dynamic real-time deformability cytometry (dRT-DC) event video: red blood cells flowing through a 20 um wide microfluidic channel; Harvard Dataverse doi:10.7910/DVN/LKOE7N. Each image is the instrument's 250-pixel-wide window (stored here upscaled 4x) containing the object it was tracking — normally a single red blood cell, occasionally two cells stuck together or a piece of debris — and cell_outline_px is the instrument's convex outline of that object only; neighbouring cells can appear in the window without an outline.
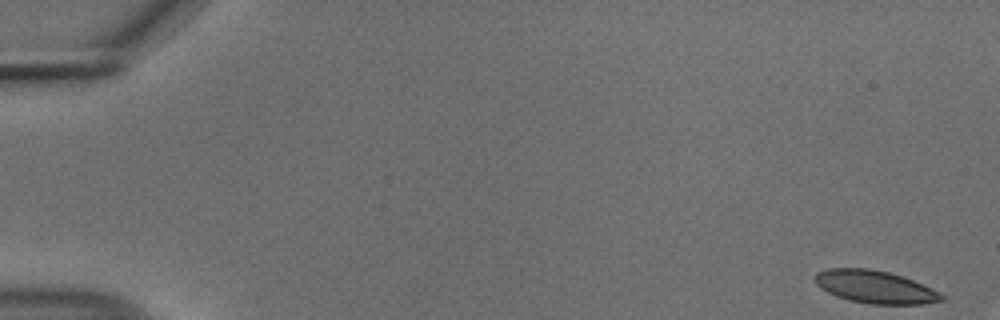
{"species": "common noctule bat (a hibernating species)", "species_latin": "Nyctalus noctula", "temperature_condition": "cold", "stored_images_in_passage": 20, "camera_frame_rate_fps": 3000, "um_per_image_px": 0.085, "animal": {"sex": "male", "body_mass_g": 18.8}, "frame": {"image": 1, "passage_image": 1, "time_ms": 0.0, "image_size_px": [1000, 320], "cell_outline_px": [[944, 300], [924, 304], [872, 304], [852, 300], [836, 296], [820, 288], [816, 284], [812, 276], [816, 272], [828, 268], [868, 268], [888, 272], [912, 280], [944, 296]], "centroid_in_image_um": [74.29, 24.38], "position_along_channel_um": 10.7, "area_um2": 23.81}}
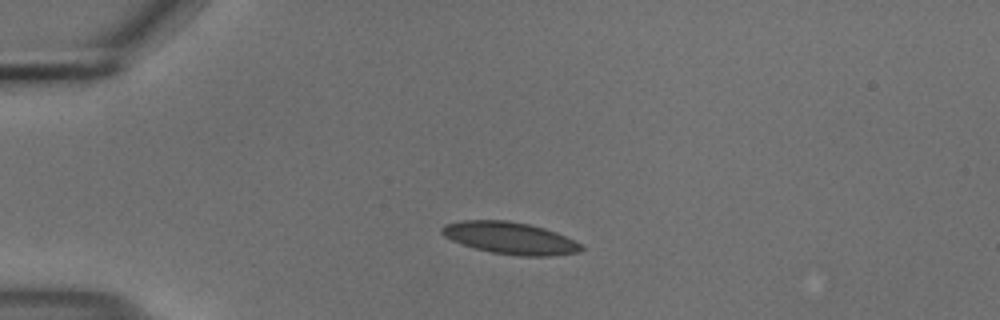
{"frame": {"image": 2, "passage_image": 13, "time_ms": 4.0, "image_size_px": [1000, 320], "cell_outline_px": [[584, 248], [580, 252], [552, 256], [520, 256], [492, 252], [476, 248], [452, 240], [444, 236], [440, 232], [440, 228], [444, 224], [460, 220], [508, 220], [528, 224], [544, 228], [556, 232], [580, 244]], "centroid_in_image_um": [43.34, 20.23], "position_along_channel_um": 41.7, "area_um2": 25.89}}
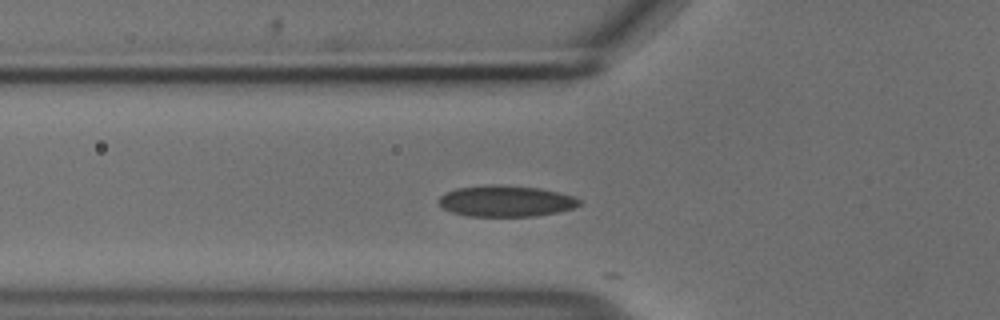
{"frame": {"image": 3, "passage_image": 19, "time_ms": 6.0, "image_size_px": [1000, 320], "cell_outline_px": [[580, 204], [572, 208], [556, 212], [536, 216], [468, 216], [452, 212], [444, 208], [440, 204], [440, 196], [456, 188], [488, 184], [500, 184], [540, 188], [560, 192], [572, 196], [580, 200]], "centroid_in_image_um": [43.0, 17.08], "position_along_channel_um": 82.8, "area_um2": 25.43}}